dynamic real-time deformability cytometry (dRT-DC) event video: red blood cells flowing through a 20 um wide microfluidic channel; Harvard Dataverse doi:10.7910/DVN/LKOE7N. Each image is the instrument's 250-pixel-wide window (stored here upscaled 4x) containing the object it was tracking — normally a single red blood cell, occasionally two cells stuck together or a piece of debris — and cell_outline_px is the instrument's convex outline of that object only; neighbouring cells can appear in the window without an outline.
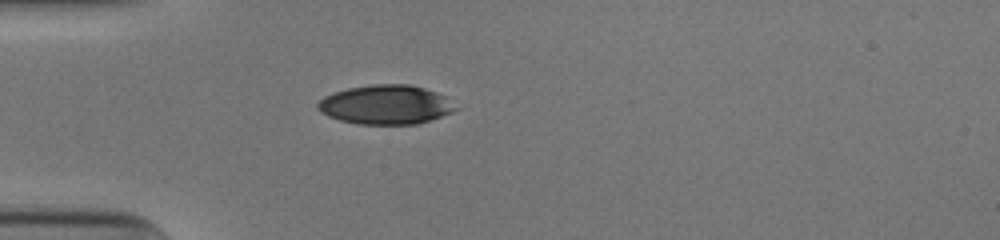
{"species": "human", "species_latin": "Homo sapiens", "temperature_condition": "cold", "stored_images_in_passage": 37, "camera_frame_rate_fps": 3000, "um_per_image_px": 0.085, "donor": {"sex": "male"}, "frame": {"image": 1, "passage_image": 1, "time_ms": 0.0, "image_size_px": [1000, 240], "cell_outline_px": [[460, 108], [452, 112], [416, 124], [360, 124], [340, 120], [328, 116], [316, 108], [316, 104], [324, 96], [332, 92], [348, 88], [372, 84], [408, 84], [424, 88], [436, 92], [444, 96]], "centroid_in_image_um": [32.77, 8.89], "position_along_channel_um": 52.2, "area_um2": 31.44}}
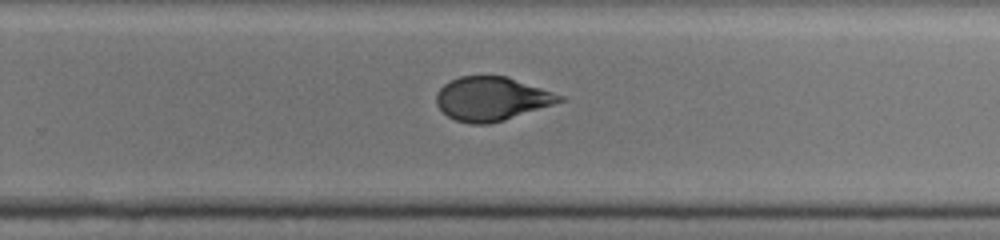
{"frame": {"image": 2, "passage_image": 20, "time_ms": 6.333, "image_size_px": [1000, 240], "cell_outline_px": [[568, 100], [504, 120], [488, 124], [472, 124], [456, 120], [448, 116], [436, 104], [436, 92], [444, 84], [460, 76], [508, 76], [564, 96]], "centroid_in_image_um": [41.81, 8.39], "position_along_channel_um": 288.0, "area_um2": 31.44}}
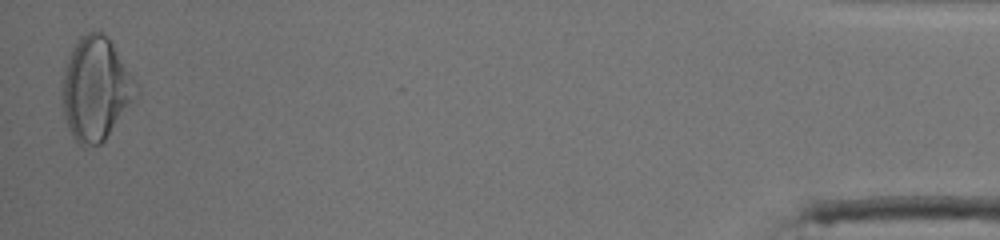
{"frame": {"image": 3, "passage_image": 37, "time_ms": 12.0, "image_size_px": [1000, 240], "cell_outline_px": [[140, 92], [104, 140], [100, 144], [84, 148], [72, 136], [68, 128], [64, 116], [64, 72], [68, 56], [72, 48], [80, 36], [88, 32], [104, 32], [108, 36], [136, 80], [140, 88]], "centroid_in_image_um": [8.18, 7.54], "position_along_channel_um": 427.0, "area_um2": 44.22}, "authors_computed_cell_mechanics": {"area_um2": 32.7726, "velocity_mm_per_s": 3.9436, "shape_relaxation_time_tau1_ms": 5.4864, "shape_relaxation_time_tau2_ms": 1.1051, "deformation_change_tau1": 0.1946, "deformation_change_tau2": 0.059}}